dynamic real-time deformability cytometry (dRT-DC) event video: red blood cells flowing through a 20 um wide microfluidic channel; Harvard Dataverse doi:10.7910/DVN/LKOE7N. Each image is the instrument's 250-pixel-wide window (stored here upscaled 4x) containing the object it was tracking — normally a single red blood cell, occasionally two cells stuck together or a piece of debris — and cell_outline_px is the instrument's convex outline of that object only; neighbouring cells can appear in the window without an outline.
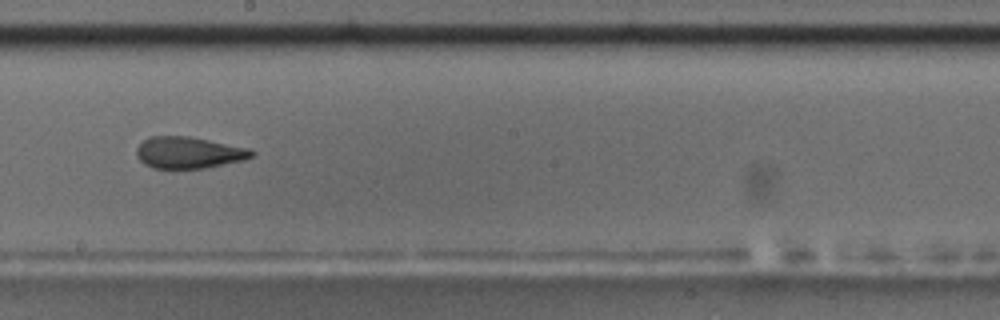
{"species": "common noctule bat (a hibernating species)", "species_latin": "Nyctalus noctula", "temperature_condition": "room temperature", "stored_images_in_passage": 54, "camera_frame_rate_fps": 3000, "um_per_image_px": 0.085, "animal": {"sex": "male", "body_mass_g": 17.5, "forearm_length_mm": 52.3}, "frame": {"image": 1, "passage_image": 31, "time_ms": 10.0, "image_size_px": [1000, 320], "cell_outline_px": [[256, 152], [252, 156], [244, 160], [204, 168], [152, 168], [144, 164], [136, 156], [136, 148], [148, 136], [188, 136], [248, 148]], "centroid_in_image_um": [16.01, 12.97], "position_along_channel_um": 232.2, "area_um2": 21.1}, "authors_computed_cell_mechanics": {"area_um2": 21.7328, "velocity_mm_per_s": 3.6829, "shape_relaxation_time_tau1_ms": null, "shape_relaxation_time_tau2_ms": 2.2655, "deformation_change_tau1": null, "deformation_change_tau2": 0.1029}}